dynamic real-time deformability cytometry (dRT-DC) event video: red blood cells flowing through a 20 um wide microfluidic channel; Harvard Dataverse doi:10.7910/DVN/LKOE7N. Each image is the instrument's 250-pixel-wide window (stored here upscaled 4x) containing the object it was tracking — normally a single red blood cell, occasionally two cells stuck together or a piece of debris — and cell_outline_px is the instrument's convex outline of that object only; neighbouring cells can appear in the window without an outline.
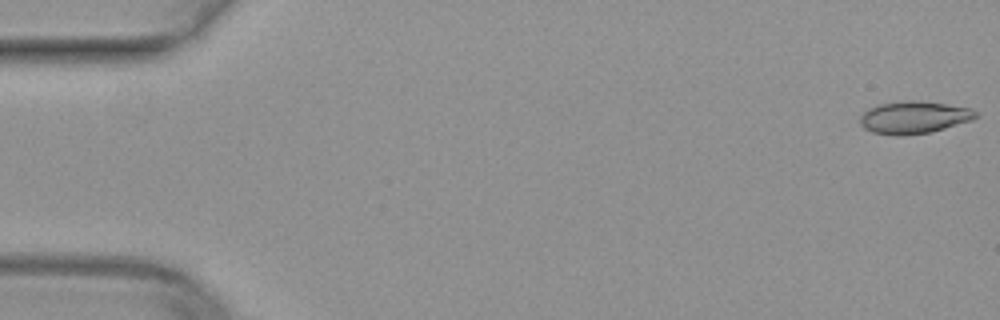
{"species": "common noctule bat (a hibernating species)", "species_latin": "Nyctalus noctula", "temperature_condition": "warm", "stored_images_in_passage": 51, "camera_frame_rate_fps": 3000, "um_per_image_px": 0.085, "animal": {"sex": "female", "body_mass_g": 29.2, "forearm_length_mm": 56.3}, "frame": {"image": 1, "passage_image": 1, "time_ms": 0.0, "image_size_px": [1000, 320], "cell_outline_px": [[976, 116], [972, 120], [944, 128], [928, 132], [900, 136], [896, 136], [872, 132], [864, 128], [860, 124], [860, 116], [868, 108], [876, 104], [908, 100], [916, 100], [972, 108], [976, 112]], "centroid_in_image_um": [77.63, 9.97], "position_along_channel_um": 7.4, "area_um2": 21.73}}
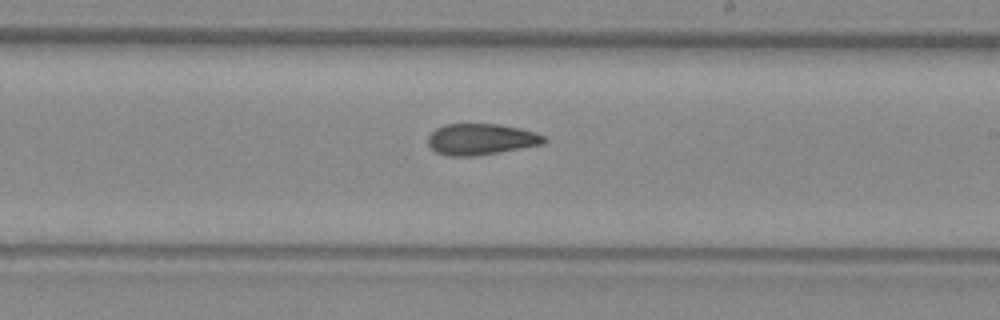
{"frame": {"image": 2, "passage_image": 30, "time_ms": 9.667, "image_size_px": [1000, 320], "cell_outline_px": [[548, 140], [544, 144], [472, 156], [448, 156], [436, 152], [428, 144], [428, 136], [436, 128], [444, 124], [500, 124], [520, 128], [536, 132], [544, 136]], "centroid_in_image_um": [40.89, 11.82], "position_along_channel_um": 248.1, "area_um2": 21.04}}
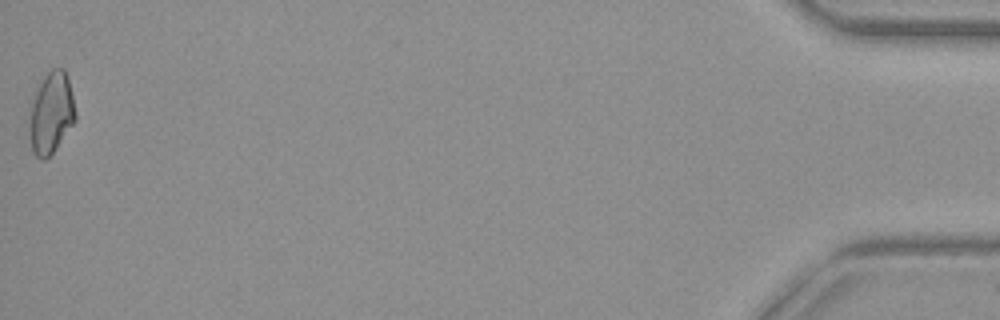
{"frame": {"image": 3, "passage_image": 51, "time_ms": 16.667, "image_size_px": [1000, 320], "cell_outline_px": [[76, 120], [52, 152], [44, 160], [40, 160], [32, 152], [28, 132], [28, 128], [32, 104], [36, 92], [44, 76], [52, 68], [64, 68], [68, 80], [76, 112]], "centroid_in_image_um": [4.34, 9.63], "position_along_channel_um": 430.9, "area_um2": 21.56}}